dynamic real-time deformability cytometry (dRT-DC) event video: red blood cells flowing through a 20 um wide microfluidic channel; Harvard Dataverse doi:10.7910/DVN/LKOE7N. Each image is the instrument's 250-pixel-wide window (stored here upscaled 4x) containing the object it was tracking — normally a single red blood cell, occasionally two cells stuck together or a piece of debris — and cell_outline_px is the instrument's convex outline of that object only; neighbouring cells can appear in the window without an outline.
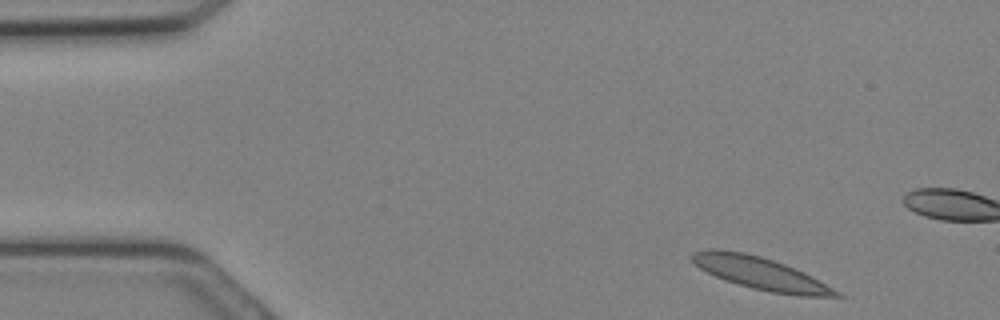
{"species": "Egyptian fruit bat (a non-hibernating species)", "species_latin": "Rousettus aegyptiacus", "temperature_condition": "cold", "stored_images_in_passage": 7, "camera_frame_rate_fps": 3000, "um_per_image_px": 0.085, "animal": {"sex": "female"}, "frame": {"image": 1, "passage_image": 1, "time_ms": 0.0, "image_size_px": [1000, 320], "cell_outline_px": [[844, 296], [800, 296], [772, 292], [752, 288], [716, 276], [700, 268], [688, 256], [692, 252], [708, 248], [716, 248], [744, 252], [760, 256], [784, 264], [804, 272], [840, 292]], "centroid_in_image_um": [64.6, 23.21], "position_along_channel_um": 20.4, "area_um2": 26.82}}